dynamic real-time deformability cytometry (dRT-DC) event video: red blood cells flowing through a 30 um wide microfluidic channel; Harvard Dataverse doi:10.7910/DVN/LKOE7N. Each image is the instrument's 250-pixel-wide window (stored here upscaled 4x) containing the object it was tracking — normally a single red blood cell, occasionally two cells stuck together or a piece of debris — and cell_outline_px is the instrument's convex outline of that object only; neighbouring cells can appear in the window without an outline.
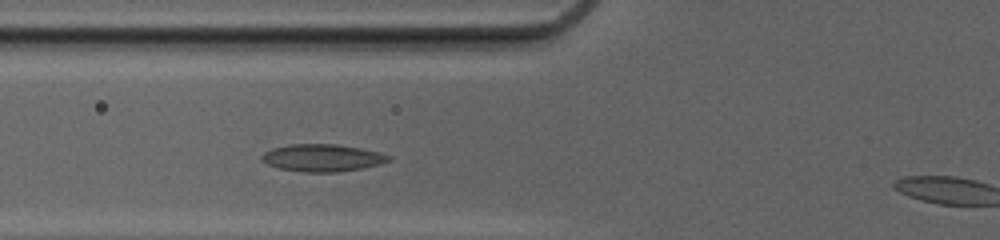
{"species": "common noctule bat (a hibernating species)", "species_latin": "Nyctalus noctula", "temperature_condition": "cold", "stored_images_in_passage": 11, "camera_frame_rate_fps": 3000, "um_per_image_px": 0.085, "animal": {"sex": "female", "body_mass_g": 20.0, "forearm_length_mm": 54.0}, "frame": {"image": 1, "passage_image": 10, "time_ms": 3.0, "image_size_px": [1000, 240], "cell_outline_px": [[392, 160], [380, 164], [340, 172], [304, 172], [280, 168], [268, 164], [260, 160], [260, 156], [264, 152], [272, 148], [288, 144], [336, 144], [360, 148], [380, 152], [392, 156]], "centroid_in_image_um": [27.4, 13.41], "position_along_channel_um": 98.4, "area_um2": 20.29}}